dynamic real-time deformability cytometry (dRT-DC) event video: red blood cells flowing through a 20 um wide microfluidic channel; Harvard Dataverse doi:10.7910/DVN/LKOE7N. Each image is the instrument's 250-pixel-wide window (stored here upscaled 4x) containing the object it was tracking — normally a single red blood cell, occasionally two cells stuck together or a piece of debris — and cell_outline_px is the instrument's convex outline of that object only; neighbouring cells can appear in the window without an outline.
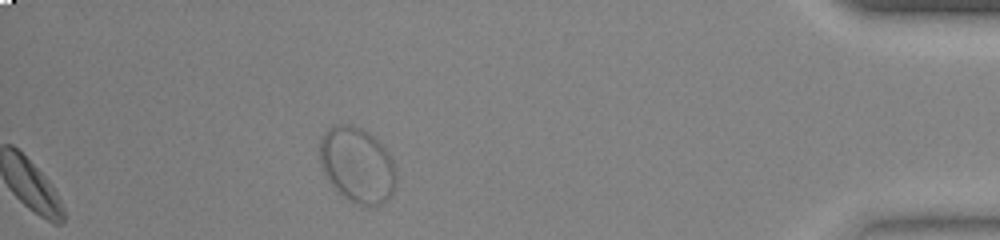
{"species": "common noctule bat (a hibernating species)", "species_latin": "Nyctalus noctula", "temperature_condition": "warm", "stored_images_in_passage": 40, "segment_of_instrument_passage": [2, 2], "camera_frame_rate_fps": 3000, "um_per_image_px": 0.085, "animal": {"sex": "female", "body_mass_g": 23.0, "forearm_length_mm": 53.4}, "frame": {"image": 1, "passage_image": 40, "time_ms": 13.0, "image_size_px": [1000, 240], "cell_outline_px": [[396, 176], [392, 192], [380, 204], [372, 208], [364, 208], [348, 200], [328, 180], [320, 164], [320, 140], [324, 132], [332, 124], [352, 124], [360, 128], [372, 136], [384, 148], [392, 160]], "centroid_in_image_um": [30.33, 14.03], "position_along_channel_um": 404.9, "area_um2": 33.35}}